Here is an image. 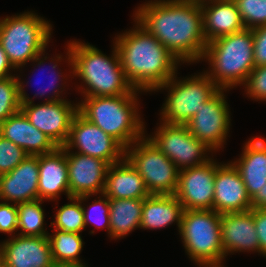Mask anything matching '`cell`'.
Wrapping results in <instances>:
<instances>
[{"mask_svg": "<svg viewBox=\"0 0 266 267\" xmlns=\"http://www.w3.org/2000/svg\"><path fill=\"white\" fill-rule=\"evenodd\" d=\"M138 22L180 62L203 59L207 41L201 6L196 0H159L135 11Z\"/></svg>", "mask_w": 266, "mask_h": 267, "instance_id": "1", "label": "cell"}, {"mask_svg": "<svg viewBox=\"0 0 266 267\" xmlns=\"http://www.w3.org/2000/svg\"><path fill=\"white\" fill-rule=\"evenodd\" d=\"M135 28L116 38L120 63L134 89L155 91L176 74L179 61L138 22Z\"/></svg>", "mask_w": 266, "mask_h": 267, "instance_id": "2", "label": "cell"}, {"mask_svg": "<svg viewBox=\"0 0 266 267\" xmlns=\"http://www.w3.org/2000/svg\"><path fill=\"white\" fill-rule=\"evenodd\" d=\"M68 45L67 55L73 67L72 73L87 86L84 91L82 88L85 97L119 96L140 91L134 89L127 80L116 47H113V56L107 57L89 44L73 41Z\"/></svg>", "mask_w": 266, "mask_h": 267, "instance_id": "3", "label": "cell"}, {"mask_svg": "<svg viewBox=\"0 0 266 267\" xmlns=\"http://www.w3.org/2000/svg\"><path fill=\"white\" fill-rule=\"evenodd\" d=\"M137 94L85 97L78 111L124 148L132 146L144 134L143 121L137 112Z\"/></svg>", "mask_w": 266, "mask_h": 267, "instance_id": "4", "label": "cell"}, {"mask_svg": "<svg viewBox=\"0 0 266 267\" xmlns=\"http://www.w3.org/2000/svg\"><path fill=\"white\" fill-rule=\"evenodd\" d=\"M252 29L217 38L206 45L203 58L210 62L209 78L219 89L245 84L254 69Z\"/></svg>", "mask_w": 266, "mask_h": 267, "instance_id": "5", "label": "cell"}, {"mask_svg": "<svg viewBox=\"0 0 266 267\" xmlns=\"http://www.w3.org/2000/svg\"><path fill=\"white\" fill-rule=\"evenodd\" d=\"M51 27L48 21L30 12L0 19V45L15 69L29 61L43 65Z\"/></svg>", "mask_w": 266, "mask_h": 267, "instance_id": "6", "label": "cell"}, {"mask_svg": "<svg viewBox=\"0 0 266 267\" xmlns=\"http://www.w3.org/2000/svg\"><path fill=\"white\" fill-rule=\"evenodd\" d=\"M187 254L203 267H222L221 214L214 210H184L179 229Z\"/></svg>", "mask_w": 266, "mask_h": 267, "instance_id": "7", "label": "cell"}, {"mask_svg": "<svg viewBox=\"0 0 266 267\" xmlns=\"http://www.w3.org/2000/svg\"><path fill=\"white\" fill-rule=\"evenodd\" d=\"M135 144V145H134ZM125 148L124 158L144 179L150 195H174L179 169L149 138H140Z\"/></svg>", "mask_w": 266, "mask_h": 267, "instance_id": "8", "label": "cell"}, {"mask_svg": "<svg viewBox=\"0 0 266 267\" xmlns=\"http://www.w3.org/2000/svg\"><path fill=\"white\" fill-rule=\"evenodd\" d=\"M174 75L155 90L169 89V95L162 108V119L167 124L185 125L219 88L204 73L185 80L176 81ZM170 87V88H169Z\"/></svg>", "mask_w": 266, "mask_h": 267, "instance_id": "9", "label": "cell"}, {"mask_svg": "<svg viewBox=\"0 0 266 267\" xmlns=\"http://www.w3.org/2000/svg\"><path fill=\"white\" fill-rule=\"evenodd\" d=\"M20 110L25 114L30 123L46 134L58 147L66 143L72 120L78 112V104L73 106L66 99L59 98V89L54 90L52 98L35 105L24 91V85L18 78Z\"/></svg>", "mask_w": 266, "mask_h": 267, "instance_id": "10", "label": "cell"}, {"mask_svg": "<svg viewBox=\"0 0 266 267\" xmlns=\"http://www.w3.org/2000/svg\"><path fill=\"white\" fill-rule=\"evenodd\" d=\"M149 139L179 170L202 165L211 159L203 156L211 149L195 138L186 125L163 122Z\"/></svg>", "mask_w": 266, "mask_h": 267, "instance_id": "11", "label": "cell"}, {"mask_svg": "<svg viewBox=\"0 0 266 267\" xmlns=\"http://www.w3.org/2000/svg\"><path fill=\"white\" fill-rule=\"evenodd\" d=\"M67 150L77 148V153L99 158L110 165L124 159L125 148L113 137L106 134L79 111L75 114L68 139L64 144Z\"/></svg>", "mask_w": 266, "mask_h": 267, "instance_id": "12", "label": "cell"}, {"mask_svg": "<svg viewBox=\"0 0 266 267\" xmlns=\"http://www.w3.org/2000/svg\"><path fill=\"white\" fill-rule=\"evenodd\" d=\"M223 89H218L185 124L189 132L212 151L222 147L230 126Z\"/></svg>", "mask_w": 266, "mask_h": 267, "instance_id": "13", "label": "cell"}, {"mask_svg": "<svg viewBox=\"0 0 266 267\" xmlns=\"http://www.w3.org/2000/svg\"><path fill=\"white\" fill-rule=\"evenodd\" d=\"M219 166L211 158L202 165L179 171L174 195L184 210H213L214 177Z\"/></svg>", "mask_w": 266, "mask_h": 267, "instance_id": "14", "label": "cell"}, {"mask_svg": "<svg viewBox=\"0 0 266 267\" xmlns=\"http://www.w3.org/2000/svg\"><path fill=\"white\" fill-rule=\"evenodd\" d=\"M69 195L80 197L84 195L103 194L106 175L110 164L99 158L83 155L80 153H70L65 148Z\"/></svg>", "mask_w": 266, "mask_h": 267, "instance_id": "15", "label": "cell"}, {"mask_svg": "<svg viewBox=\"0 0 266 267\" xmlns=\"http://www.w3.org/2000/svg\"><path fill=\"white\" fill-rule=\"evenodd\" d=\"M0 267H56L48 237L17 235L3 242Z\"/></svg>", "mask_w": 266, "mask_h": 267, "instance_id": "16", "label": "cell"}, {"mask_svg": "<svg viewBox=\"0 0 266 267\" xmlns=\"http://www.w3.org/2000/svg\"><path fill=\"white\" fill-rule=\"evenodd\" d=\"M213 210L216 213H232L250 210L251 198L234 165L220 164L214 177Z\"/></svg>", "mask_w": 266, "mask_h": 267, "instance_id": "17", "label": "cell"}, {"mask_svg": "<svg viewBox=\"0 0 266 267\" xmlns=\"http://www.w3.org/2000/svg\"><path fill=\"white\" fill-rule=\"evenodd\" d=\"M38 155H28L12 171L0 175V200L14 204L38 200Z\"/></svg>", "mask_w": 266, "mask_h": 267, "instance_id": "18", "label": "cell"}, {"mask_svg": "<svg viewBox=\"0 0 266 267\" xmlns=\"http://www.w3.org/2000/svg\"><path fill=\"white\" fill-rule=\"evenodd\" d=\"M221 244L225 256L235 251L259 252L253 208L243 212L221 214Z\"/></svg>", "mask_w": 266, "mask_h": 267, "instance_id": "19", "label": "cell"}, {"mask_svg": "<svg viewBox=\"0 0 266 267\" xmlns=\"http://www.w3.org/2000/svg\"><path fill=\"white\" fill-rule=\"evenodd\" d=\"M0 135L29 155L50 153L58 147L46 134L32 125L21 110L0 123Z\"/></svg>", "mask_w": 266, "mask_h": 267, "instance_id": "20", "label": "cell"}, {"mask_svg": "<svg viewBox=\"0 0 266 267\" xmlns=\"http://www.w3.org/2000/svg\"><path fill=\"white\" fill-rule=\"evenodd\" d=\"M38 167V199H55L61 192H65L68 199L71 197L64 146L57 147L50 153L38 155Z\"/></svg>", "mask_w": 266, "mask_h": 267, "instance_id": "21", "label": "cell"}, {"mask_svg": "<svg viewBox=\"0 0 266 267\" xmlns=\"http://www.w3.org/2000/svg\"><path fill=\"white\" fill-rule=\"evenodd\" d=\"M208 4H200L203 33L207 43L245 29L233 0L213 1Z\"/></svg>", "mask_w": 266, "mask_h": 267, "instance_id": "22", "label": "cell"}, {"mask_svg": "<svg viewBox=\"0 0 266 267\" xmlns=\"http://www.w3.org/2000/svg\"><path fill=\"white\" fill-rule=\"evenodd\" d=\"M121 161L109 166L103 194L108 199H144L150 196L142 176L125 158Z\"/></svg>", "mask_w": 266, "mask_h": 267, "instance_id": "23", "label": "cell"}, {"mask_svg": "<svg viewBox=\"0 0 266 267\" xmlns=\"http://www.w3.org/2000/svg\"><path fill=\"white\" fill-rule=\"evenodd\" d=\"M238 170L250 198L266 186V140L253 138L244 147L238 161L232 163Z\"/></svg>", "mask_w": 266, "mask_h": 267, "instance_id": "24", "label": "cell"}, {"mask_svg": "<svg viewBox=\"0 0 266 267\" xmlns=\"http://www.w3.org/2000/svg\"><path fill=\"white\" fill-rule=\"evenodd\" d=\"M184 208L175 195L144 198L140 228L159 229L177 222L180 229Z\"/></svg>", "mask_w": 266, "mask_h": 267, "instance_id": "25", "label": "cell"}, {"mask_svg": "<svg viewBox=\"0 0 266 267\" xmlns=\"http://www.w3.org/2000/svg\"><path fill=\"white\" fill-rule=\"evenodd\" d=\"M144 199H109L110 236L117 239L140 228Z\"/></svg>", "mask_w": 266, "mask_h": 267, "instance_id": "26", "label": "cell"}, {"mask_svg": "<svg viewBox=\"0 0 266 267\" xmlns=\"http://www.w3.org/2000/svg\"><path fill=\"white\" fill-rule=\"evenodd\" d=\"M53 236L48 235L51 247V255L56 267H70L82 264L79 260L83 247V240L78 233L64 232L54 229Z\"/></svg>", "mask_w": 266, "mask_h": 267, "instance_id": "27", "label": "cell"}, {"mask_svg": "<svg viewBox=\"0 0 266 267\" xmlns=\"http://www.w3.org/2000/svg\"><path fill=\"white\" fill-rule=\"evenodd\" d=\"M43 200H35L17 204L18 225L21 236L48 237L49 233L43 229L44 211L41 207Z\"/></svg>", "mask_w": 266, "mask_h": 267, "instance_id": "28", "label": "cell"}, {"mask_svg": "<svg viewBox=\"0 0 266 267\" xmlns=\"http://www.w3.org/2000/svg\"><path fill=\"white\" fill-rule=\"evenodd\" d=\"M90 196L92 195L70 197L69 200H71L72 203L65 204L59 208L55 216V221L51 222V226L60 231L80 234L85 228L84 211L81 203Z\"/></svg>", "mask_w": 266, "mask_h": 267, "instance_id": "29", "label": "cell"}, {"mask_svg": "<svg viewBox=\"0 0 266 267\" xmlns=\"http://www.w3.org/2000/svg\"><path fill=\"white\" fill-rule=\"evenodd\" d=\"M18 77L0 79V123L20 111Z\"/></svg>", "mask_w": 266, "mask_h": 267, "instance_id": "30", "label": "cell"}, {"mask_svg": "<svg viewBox=\"0 0 266 267\" xmlns=\"http://www.w3.org/2000/svg\"><path fill=\"white\" fill-rule=\"evenodd\" d=\"M245 28L254 29L266 25V0H233Z\"/></svg>", "mask_w": 266, "mask_h": 267, "instance_id": "31", "label": "cell"}, {"mask_svg": "<svg viewBox=\"0 0 266 267\" xmlns=\"http://www.w3.org/2000/svg\"><path fill=\"white\" fill-rule=\"evenodd\" d=\"M29 154L0 135V175L12 171Z\"/></svg>", "mask_w": 266, "mask_h": 267, "instance_id": "32", "label": "cell"}, {"mask_svg": "<svg viewBox=\"0 0 266 267\" xmlns=\"http://www.w3.org/2000/svg\"><path fill=\"white\" fill-rule=\"evenodd\" d=\"M103 195V197L105 199H101L99 197V200H96L94 201V203H92L89 207L93 210H95L96 212H98L99 214L95 213L96 216L98 217V220H97V217H96V220L93 219V215L91 213V210H86L85 207H83V211H84V224H85V227L86 225L90 222L92 224H94L96 227L98 228H107L109 231V235H110V205H109V199L106 195L104 194H101ZM88 211V212H87ZM94 214V212H93ZM96 221V222H95ZM98 221V222H97ZM96 223V224H95ZM98 223V224H97Z\"/></svg>", "mask_w": 266, "mask_h": 267, "instance_id": "33", "label": "cell"}, {"mask_svg": "<svg viewBox=\"0 0 266 267\" xmlns=\"http://www.w3.org/2000/svg\"><path fill=\"white\" fill-rule=\"evenodd\" d=\"M244 85L250 97L266 101V65L255 66Z\"/></svg>", "mask_w": 266, "mask_h": 267, "instance_id": "34", "label": "cell"}, {"mask_svg": "<svg viewBox=\"0 0 266 267\" xmlns=\"http://www.w3.org/2000/svg\"><path fill=\"white\" fill-rule=\"evenodd\" d=\"M18 212L17 204H10L8 202L0 203V232L12 234L18 231Z\"/></svg>", "mask_w": 266, "mask_h": 267, "instance_id": "35", "label": "cell"}, {"mask_svg": "<svg viewBox=\"0 0 266 267\" xmlns=\"http://www.w3.org/2000/svg\"><path fill=\"white\" fill-rule=\"evenodd\" d=\"M254 38V64L255 66L266 65V25L252 29Z\"/></svg>", "mask_w": 266, "mask_h": 267, "instance_id": "36", "label": "cell"}, {"mask_svg": "<svg viewBox=\"0 0 266 267\" xmlns=\"http://www.w3.org/2000/svg\"><path fill=\"white\" fill-rule=\"evenodd\" d=\"M253 219L259 239V253L266 256V208H253Z\"/></svg>", "mask_w": 266, "mask_h": 267, "instance_id": "37", "label": "cell"}, {"mask_svg": "<svg viewBox=\"0 0 266 267\" xmlns=\"http://www.w3.org/2000/svg\"><path fill=\"white\" fill-rule=\"evenodd\" d=\"M11 68L15 69L10 63L2 46L0 45V79H5L8 78L9 76H12L11 74H8L9 69Z\"/></svg>", "mask_w": 266, "mask_h": 267, "instance_id": "38", "label": "cell"}, {"mask_svg": "<svg viewBox=\"0 0 266 267\" xmlns=\"http://www.w3.org/2000/svg\"><path fill=\"white\" fill-rule=\"evenodd\" d=\"M252 208H266V186L251 198Z\"/></svg>", "mask_w": 266, "mask_h": 267, "instance_id": "39", "label": "cell"}, {"mask_svg": "<svg viewBox=\"0 0 266 267\" xmlns=\"http://www.w3.org/2000/svg\"><path fill=\"white\" fill-rule=\"evenodd\" d=\"M56 67H57V64L55 63V64L52 66V69H56ZM42 70H43V69H42ZM52 74H54V73H52ZM54 75H55V74H54ZM59 79H60V77H58V79H57V76H55L54 79H53V81H54V80L56 81V80H59ZM55 81H54V82H55ZM53 85H54V83L52 82V83L50 84V86H51V89H50V90H53V87L55 88V86H53ZM52 86H53V87H52ZM45 92H46V91L43 90L42 93L39 92V93H37V94H40V96L42 97L43 95H45Z\"/></svg>", "mask_w": 266, "mask_h": 267, "instance_id": "40", "label": "cell"}, {"mask_svg": "<svg viewBox=\"0 0 266 267\" xmlns=\"http://www.w3.org/2000/svg\"><path fill=\"white\" fill-rule=\"evenodd\" d=\"M199 4H206L213 1H229V0H196Z\"/></svg>", "mask_w": 266, "mask_h": 267, "instance_id": "41", "label": "cell"}, {"mask_svg": "<svg viewBox=\"0 0 266 267\" xmlns=\"http://www.w3.org/2000/svg\"><path fill=\"white\" fill-rule=\"evenodd\" d=\"M70 267H86V265H83V263H82V264L73 265V266H70Z\"/></svg>", "mask_w": 266, "mask_h": 267, "instance_id": "42", "label": "cell"}]
</instances>
